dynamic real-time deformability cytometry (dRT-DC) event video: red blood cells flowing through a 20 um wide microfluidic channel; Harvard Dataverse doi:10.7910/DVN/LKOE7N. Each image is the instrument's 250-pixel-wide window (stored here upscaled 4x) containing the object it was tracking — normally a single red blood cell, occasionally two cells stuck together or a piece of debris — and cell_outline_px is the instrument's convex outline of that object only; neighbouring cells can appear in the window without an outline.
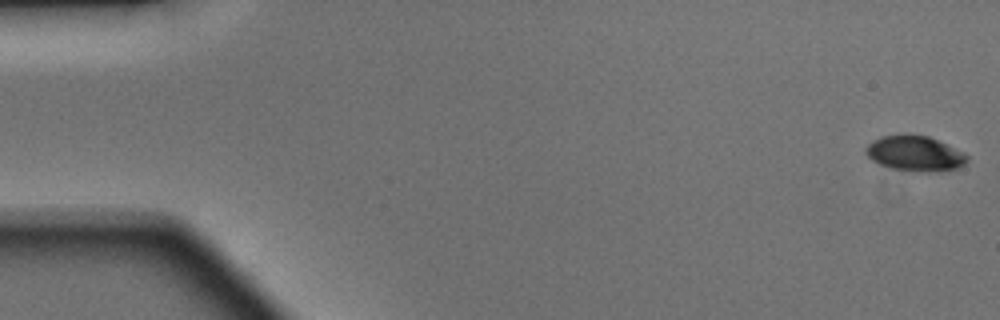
{"species": "Egyptian fruit bat (a non-hibernating species)", "species_latin": "Rousettus aegyptiacus", "temperature_condition": "warm", "stored_images_in_passage": 50, "camera_frame_rate_fps": 3000, "um_per_image_px": 0.085, "animal": {"sex": "male"}, "frame": {"image": 1, "passage_image": 1, "time_ms": 0.0, "image_size_px": [1000, 320], "cell_outline_px": [[968, 160], [964, 164], [956, 168], [924, 172], [892, 168], [880, 164], [872, 160], [868, 156], [864, 148], [872, 140], [884, 136], [904, 132], [928, 136], [964, 152], [968, 156]], "centroid_in_image_um": [77.74, 13.01], "position_along_channel_um": 7.3, "area_um2": 20.81}}
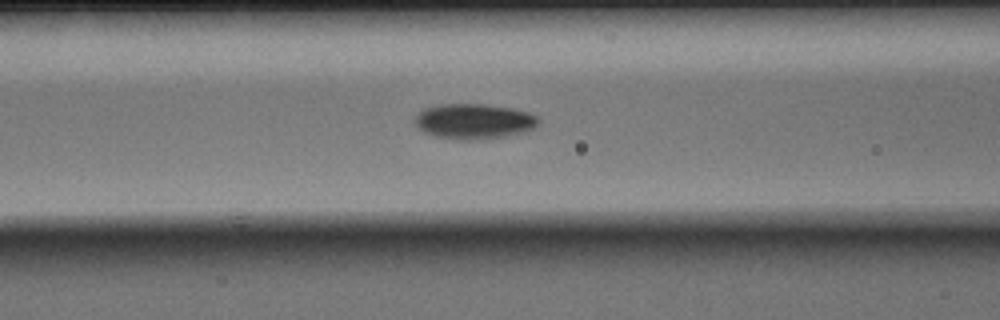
{"frame": {"image": 2, "passage_image": 20, "time_ms": 6.333, "image_size_px": [1000, 320], "cell_outline_px": [[540, 120], [536, 128], [524, 132], [504, 136], [472, 140], [456, 140], [436, 136], [424, 132], [416, 124], [416, 116], [424, 108], [440, 104], [484, 104], [512, 108], [528, 112], [536, 116]], "centroid_in_image_um": [40.32, 10.31], "position_along_channel_um": 126.3, "area_um2": 25.32}}
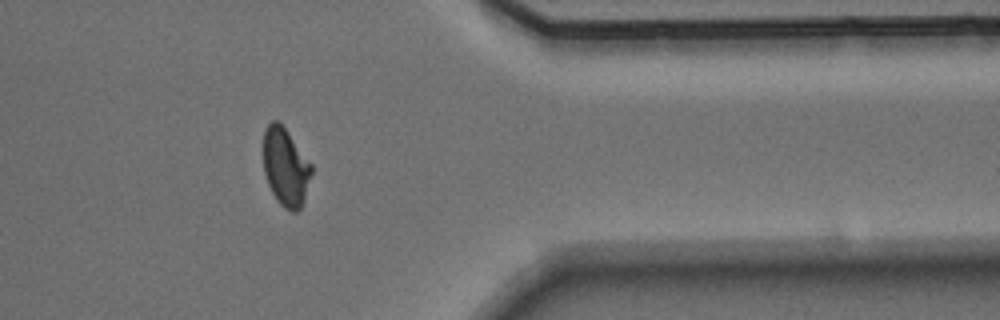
{"frame": {"image": 3, "passage_image": 40, "time_ms": 13.0, "image_size_px": [1000, 320], "cell_outline_px": [[312, 172], [300, 208], [296, 212], [292, 212], [284, 208], [280, 204], [272, 192], [268, 184], [264, 172], [264, 128], [272, 120], [280, 120], [312, 164]], "centroid_in_image_um": [24.27, 14.15], "position_along_channel_um": 387.1, "area_um2": 21.85}, "authors_computed_cell_mechanics": {"area_um2": 22.3397, "velocity_mm_per_s": 4.1508, "shape_relaxation_time_tau1_ms": 3.4124, "shape_relaxation_time_tau2_ms": 3.4511, "deformation_change_tau1": 0.1206, "deformation_change_tau2": 0.0739}}